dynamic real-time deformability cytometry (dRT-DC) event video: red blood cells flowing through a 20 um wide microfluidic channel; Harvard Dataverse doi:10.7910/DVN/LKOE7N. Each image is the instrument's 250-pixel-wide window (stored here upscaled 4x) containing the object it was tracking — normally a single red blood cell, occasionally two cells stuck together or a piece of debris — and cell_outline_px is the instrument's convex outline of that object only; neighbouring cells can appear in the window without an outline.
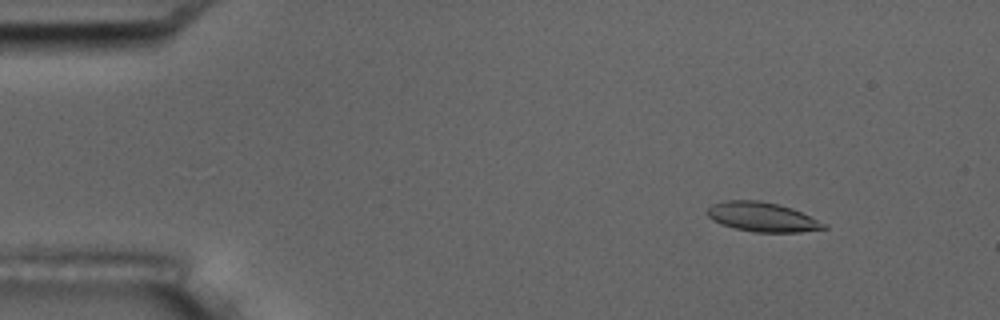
{"species": "common noctule bat (a hibernating species)", "species_latin": "Nyctalus noctula", "temperature_condition": "room temperature", "stored_images_in_passage": 3, "camera_frame_rate_fps": 3000, "um_per_image_px": 0.085, "animal": {"sex": "male", "body_mass_g": 17.5, "forearm_length_mm": 52.3}, "frame": {"image": 1, "passage_image": 2, "time_ms": 1.333, "image_size_px": [1000, 320], "cell_outline_px": [[828, 228], [800, 232], [752, 232], [720, 224], [712, 220], [708, 216], [708, 208], [712, 204], [724, 200], [760, 200], [792, 208], [828, 224]], "centroid_in_image_um": [64.8, 18.44], "position_along_channel_um": 20.2, "area_um2": 20.0}}